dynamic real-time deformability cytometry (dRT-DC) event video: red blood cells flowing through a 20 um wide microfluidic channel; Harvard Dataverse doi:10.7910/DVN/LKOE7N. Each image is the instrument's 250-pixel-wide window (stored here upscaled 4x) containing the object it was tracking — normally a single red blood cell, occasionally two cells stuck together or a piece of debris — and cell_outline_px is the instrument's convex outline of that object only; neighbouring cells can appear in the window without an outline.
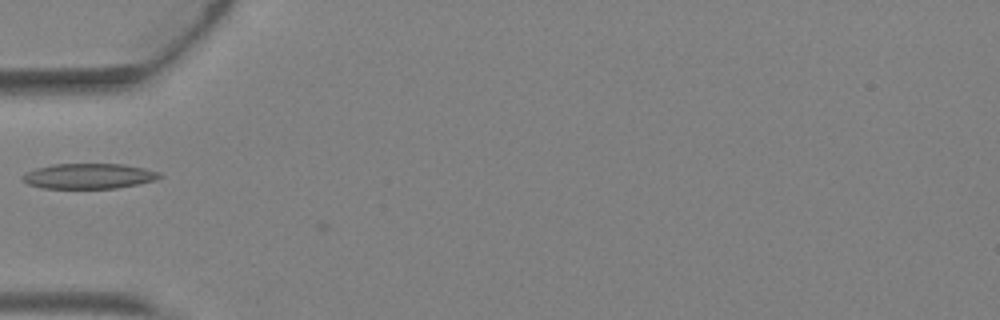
{"species": "Egyptian fruit bat (a non-hibernating species)", "species_latin": "Rousettus aegyptiacus", "temperature_condition": "warm", "stored_images_in_passage": 4, "camera_frame_rate_fps": 3000, "um_per_image_px": 0.085, "animal": {"sex": "female"}, "frame": {"image": 1, "passage_image": 4, "time_ms": 1.0, "image_size_px": [1000, 320], "cell_outline_px": [[164, 176], [156, 180], [140, 184], [116, 188], [44, 188], [28, 184], [20, 176], [36, 168], [52, 164], [124, 164], [144, 168], [160, 172]], "centroid_in_image_um": [7.61, 14.96], "position_along_channel_um": 77.4, "area_um2": 20.23}}